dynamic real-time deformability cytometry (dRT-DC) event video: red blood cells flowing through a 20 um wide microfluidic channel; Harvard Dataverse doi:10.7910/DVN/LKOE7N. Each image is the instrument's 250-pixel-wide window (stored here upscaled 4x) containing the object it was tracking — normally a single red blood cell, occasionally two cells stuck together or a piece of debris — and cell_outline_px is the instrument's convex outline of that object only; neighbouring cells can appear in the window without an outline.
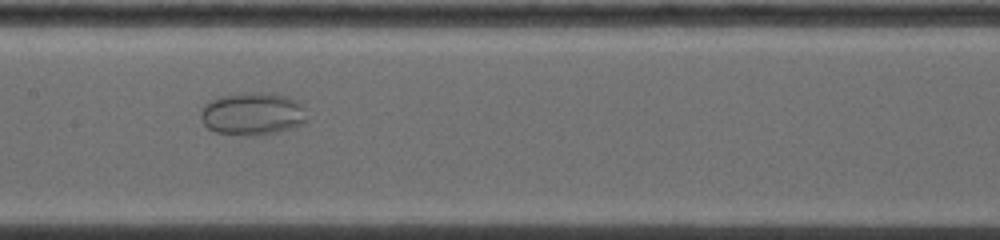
{"species": "common noctule bat (a hibernating species)", "species_latin": "Nyctalus noctula", "temperature_condition": "warm", "stored_images_in_passage": 7, "camera_frame_rate_fps": 5000, "um_per_image_px": 0.085, "animal": {"sex": "female", "body_mass_g": 19.0, "forearm_length_mm": 53.3}, "frame": {"image": 1, "passage_image": 6, "time_ms": 5.2, "image_size_px": [1000, 240], "cell_outline_px": [[304, 124], [276, 132], [216, 132], [208, 128], [200, 120], [200, 112], [204, 104], [220, 96], [256, 92], [268, 92], [288, 96], [296, 100], [300, 104], [304, 120]], "centroid_in_image_um": [21.42, 9.61], "position_along_channel_um": 186.0, "area_um2": 25.26}}